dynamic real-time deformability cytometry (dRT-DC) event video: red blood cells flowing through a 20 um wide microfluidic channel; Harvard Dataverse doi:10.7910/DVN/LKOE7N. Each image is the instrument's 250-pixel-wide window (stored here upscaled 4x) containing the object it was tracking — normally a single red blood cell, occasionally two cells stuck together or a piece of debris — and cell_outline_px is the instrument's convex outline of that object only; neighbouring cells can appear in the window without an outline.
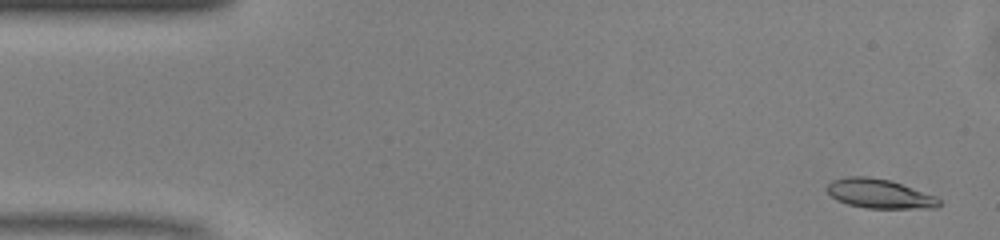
{"species": "common noctule bat (a hibernating species)", "species_latin": "Nyctalus noctula", "temperature_condition": "warm", "stored_images_in_passage": 49, "camera_frame_rate_fps": 3000, "um_per_image_px": 0.085, "animal": {"sex": "male", "body_mass_g": 13.0, "forearm_length_mm": 53.1}, "frame": {"image": 1, "passage_image": 2, "time_ms": 0.333, "image_size_px": [1000, 240], "cell_outline_px": [[940, 204], [936, 208], [864, 208], [848, 204], [836, 200], [824, 188], [832, 180], [848, 176], [868, 176], [892, 180], [936, 196], [940, 200]], "centroid_in_image_um": [74.74, 16.45], "position_along_channel_um": 10.3, "area_um2": 19.31}}
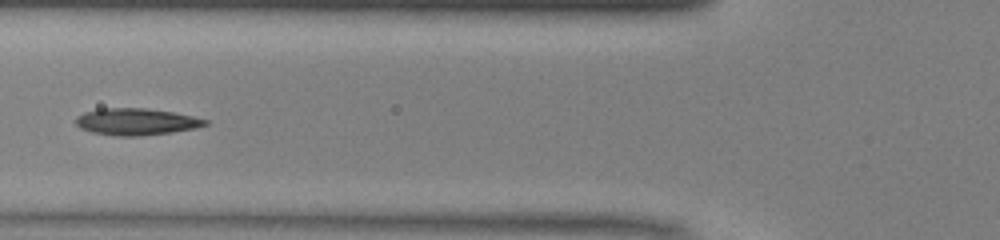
{"frame": {"image": 2, "passage_image": 18, "time_ms": 5.667, "image_size_px": [1000, 240], "cell_outline_px": [[208, 124], [196, 128], [172, 132], [140, 136], [116, 136], [92, 132], [80, 128], [76, 124], [76, 116], [84, 112], [100, 108], [144, 108], [172, 112], [192, 116], [208, 120]], "centroid_in_image_um": [11.56, 10.34], "position_along_channel_um": 114.2, "area_um2": 20.17}}
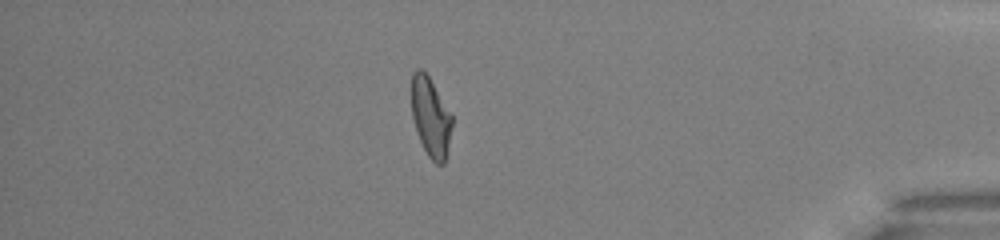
{"frame": {"image": 3, "passage_image": 42, "time_ms": 13.667, "image_size_px": [1000, 240], "cell_outline_px": [[452, 124], [444, 164], [436, 164], [428, 156], [420, 140], [412, 116], [412, 72], [416, 68], [420, 68], [428, 76], [452, 116]], "centroid_in_image_um": [36.59, 9.95], "position_along_channel_um": 398.6, "area_um2": 18.21}, "authors_computed_cell_mechanics": {"area_um2": 19.363, "velocity_mm_per_s": 4.1255, "shape_relaxation_time_tau1_ms": 4.3754, "shape_relaxation_time_tau2_ms": 2.2634, "deformation_change_tau1": 0.177, "deformation_change_tau2": 0.1065}}